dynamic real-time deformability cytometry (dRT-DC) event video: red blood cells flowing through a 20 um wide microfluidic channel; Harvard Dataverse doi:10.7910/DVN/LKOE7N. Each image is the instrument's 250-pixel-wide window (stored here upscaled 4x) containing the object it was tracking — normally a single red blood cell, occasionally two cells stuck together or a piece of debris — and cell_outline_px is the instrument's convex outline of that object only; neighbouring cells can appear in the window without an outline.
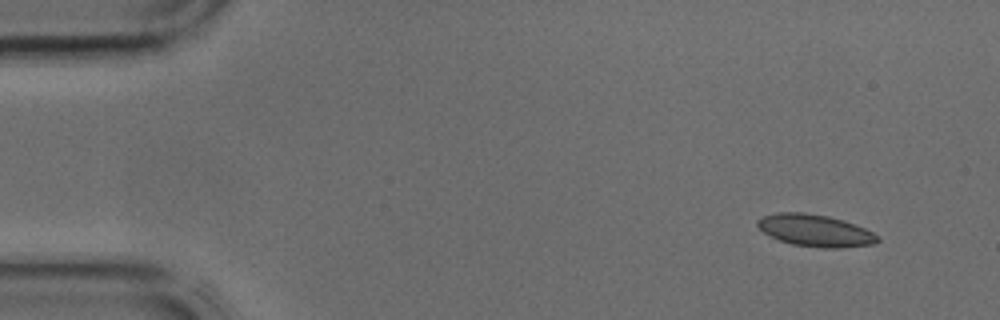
{"species": "common noctule bat (a hibernating species)", "species_latin": "Nyctalus noctula", "temperature_condition": "cold", "stored_images_in_passage": 43, "camera_frame_rate_fps": 3000, "um_per_image_px": 0.085, "animal": {"sex": "male", "body_mass_g": 17.9, "forearm_length_mm": 54.2}, "frame": {"image": 1, "passage_image": 3, "time_ms": 0.667, "image_size_px": [1000, 320], "cell_outline_px": [[880, 240], [876, 244], [840, 248], [820, 248], [792, 244], [780, 240], [764, 232], [756, 224], [756, 220], [764, 216], [776, 212], [804, 212], [828, 216], [844, 220], [864, 228], [880, 236]], "centroid_in_image_um": [69.33, 19.59], "position_along_channel_um": 15.7, "area_um2": 22.48}}
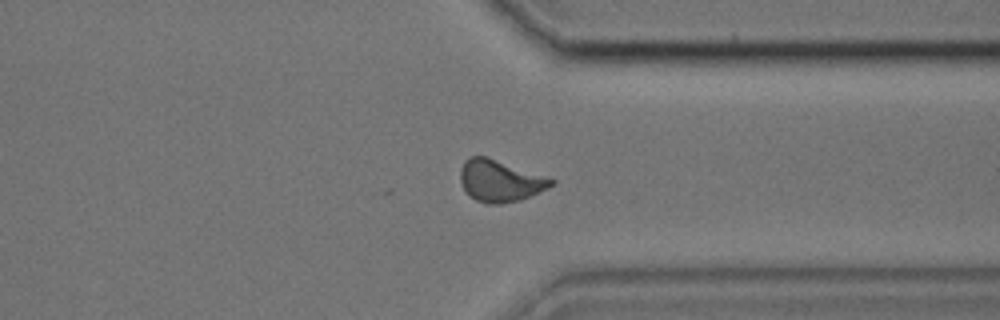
{"frame": {"image": 2, "passage_image": 32, "time_ms": 10.333, "image_size_px": [1000, 320], "cell_outline_px": [[556, 184], [548, 188], [520, 200], [500, 204], [488, 204], [476, 200], [468, 196], [460, 180], [460, 168], [464, 160], [468, 156], [488, 156], [556, 180]], "centroid_in_image_um": [42.48, 15.36], "position_along_channel_um": 368.9, "area_um2": 22.31}}
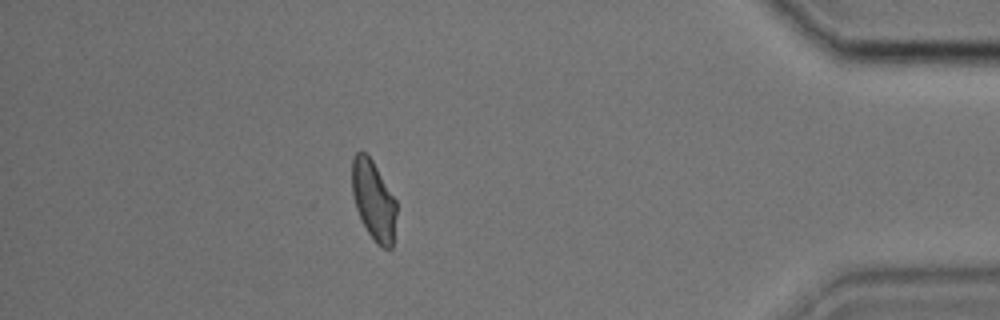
{"frame": {"image": 3, "passage_image": 37, "time_ms": 12.0, "image_size_px": [1000, 320], "cell_outline_px": [[396, 212], [392, 248], [384, 248], [376, 244], [368, 232], [356, 208], [352, 192], [352, 156], [356, 152], [364, 152], [372, 160], [396, 200]], "centroid_in_image_um": [31.75, 17.02], "position_along_channel_um": 403.5, "area_um2": 20.35}}